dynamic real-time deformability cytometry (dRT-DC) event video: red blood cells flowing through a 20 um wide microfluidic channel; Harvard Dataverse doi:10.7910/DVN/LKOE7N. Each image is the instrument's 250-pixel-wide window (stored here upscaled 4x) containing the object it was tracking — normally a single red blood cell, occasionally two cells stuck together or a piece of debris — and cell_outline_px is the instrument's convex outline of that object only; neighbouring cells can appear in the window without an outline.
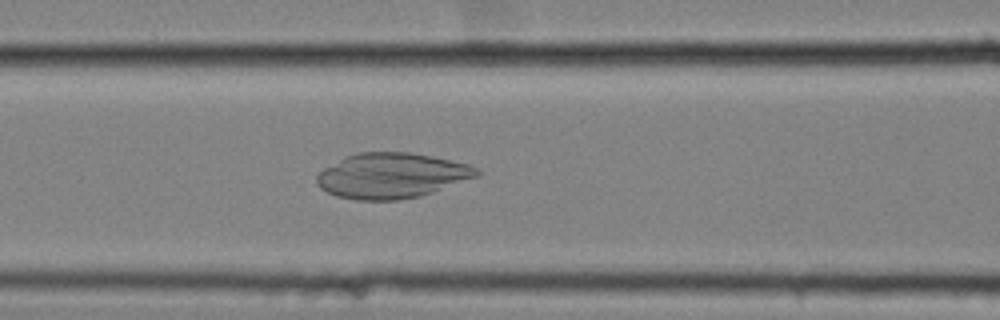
{"species": "common noctule bat (a hibernating species)", "species_latin": "Nyctalus noctula", "temperature_condition": "cold", "stored_images_in_passage": 43, "camera_frame_rate_fps": 3000, "um_per_image_px": 0.085, "animal": {"sex": "female", "body_mass_g": 25.1}, "frame": {"image": 1, "passage_image": 16, "time_ms": 5.0, "image_size_px": [1000, 320], "cell_outline_px": [[480, 172], [476, 176], [432, 192], [420, 196], [400, 200], [356, 200], [336, 196], [320, 188], [316, 184], [316, 176], [324, 168], [356, 152], [408, 152], [432, 156], [468, 164], [476, 168]], "centroid_in_image_um": [33.25, 14.93], "position_along_channel_um": 133.4, "area_um2": 41.85}}
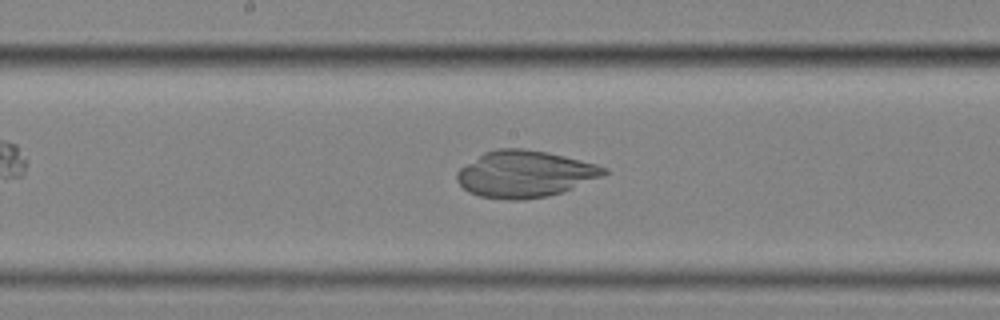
{"frame": {"image": 2, "passage_image": 22, "time_ms": 7.0, "image_size_px": [1000, 320], "cell_outline_px": [[612, 172], [572, 188], [548, 196], [524, 200], [508, 200], [480, 196], [468, 192], [456, 180], [456, 172], [460, 168], [484, 152], [496, 148], [524, 148], [548, 152], [596, 164], [608, 168]], "centroid_in_image_um": [44.61, 14.78], "position_along_channel_um": 203.6, "area_um2": 40.06}}
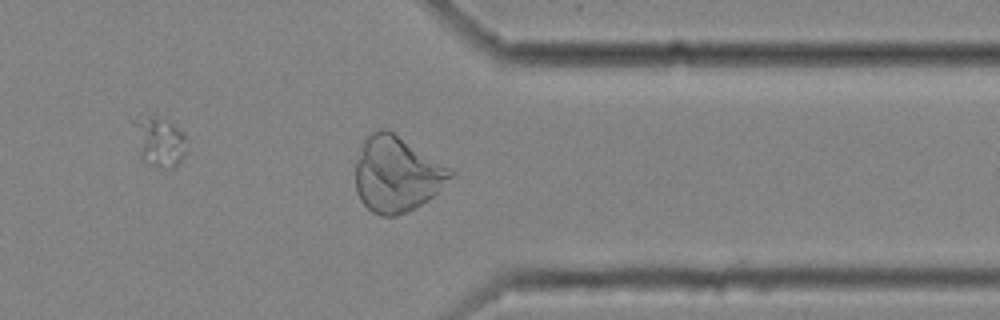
{"frame": {"image": 3, "passage_image": 37, "time_ms": 12.0, "image_size_px": [1000, 320], "cell_outline_px": [[456, 172], [428, 200], [416, 208], [396, 216], [380, 216], [372, 212], [360, 200], [356, 192], [356, 160], [364, 140], [372, 132], [380, 128], [388, 128]], "centroid_in_image_um": [33.7, 14.81], "position_along_channel_um": 377.7, "area_um2": 41.67}}